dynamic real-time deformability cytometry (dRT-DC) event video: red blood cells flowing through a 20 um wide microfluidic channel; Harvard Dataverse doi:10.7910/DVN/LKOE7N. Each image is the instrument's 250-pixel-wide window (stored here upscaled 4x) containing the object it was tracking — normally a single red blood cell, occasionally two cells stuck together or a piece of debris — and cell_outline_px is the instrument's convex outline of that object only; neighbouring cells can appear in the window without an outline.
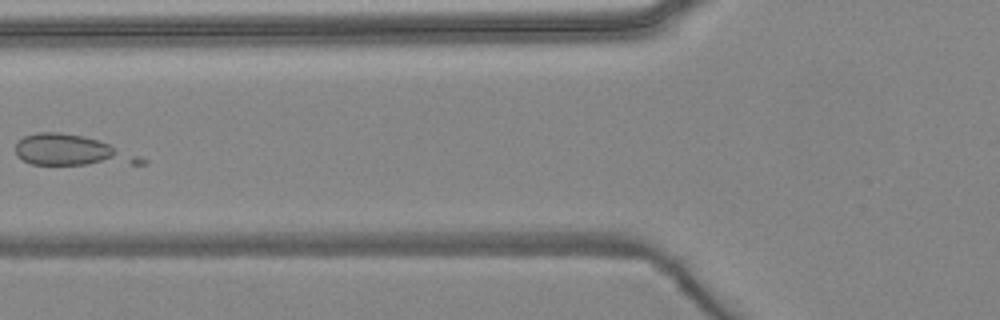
{"species": "common noctule bat (a hibernating species)", "species_latin": "Nyctalus noctula", "temperature_condition": "warm", "stored_images_in_passage": 6, "camera_frame_rate_fps": 3000, "um_per_image_px": 0.085, "animal": {"sex": "female", "body_mass_g": 24.6, "forearm_length_mm": 56.2}, "frame": {"image": 1, "passage_image": 4, "time_ms": 4.667, "image_size_px": [1000, 320], "cell_outline_px": [[148, 164], [32, 164], [16, 156], [16, 140], [24, 136], [36, 132], [60, 132], [84, 136], [108, 144], [140, 156], [148, 160]], "centroid_in_image_um": [6.06, 12.79], "position_along_channel_um": 119.7, "area_um2": 22.14}}